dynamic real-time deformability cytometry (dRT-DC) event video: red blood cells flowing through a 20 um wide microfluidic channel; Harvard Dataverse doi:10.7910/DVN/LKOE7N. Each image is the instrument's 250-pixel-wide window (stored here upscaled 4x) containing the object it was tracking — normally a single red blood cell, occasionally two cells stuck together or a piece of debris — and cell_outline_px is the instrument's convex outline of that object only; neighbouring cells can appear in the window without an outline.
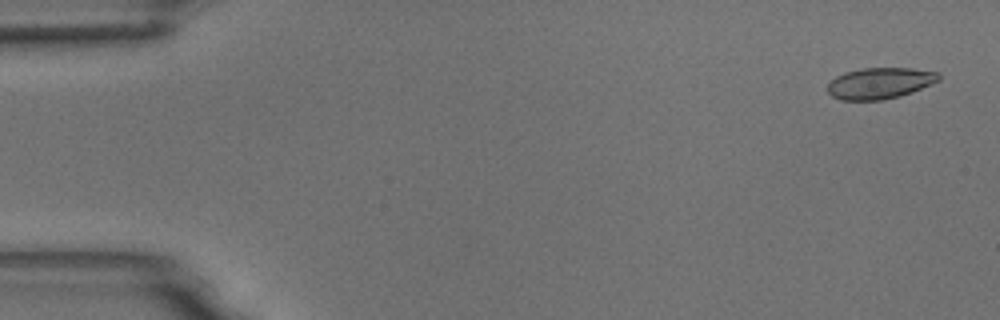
{"species": "common noctule bat (a hibernating species)", "species_latin": "Nyctalus noctula", "temperature_condition": "room temperature", "stored_images_in_passage": 6, "camera_frame_rate_fps": 3000, "um_per_image_px": 0.085, "animal": {"sex": "male", "body_mass_g": 18.8}, "frame": {"image": 1, "passage_image": 2, "time_ms": 0.333, "image_size_px": [1000, 320], "cell_outline_px": [[940, 80], [912, 92], [900, 96], [884, 100], [840, 100], [832, 96], [828, 92], [828, 84], [836, 76], [844, 72], [860, 68], [912, 68], [940, 72]], "centroid_in_image_um": [74.79, 7.07], "position_along_channel_um": 10.2, "area_um2": 20.35}}